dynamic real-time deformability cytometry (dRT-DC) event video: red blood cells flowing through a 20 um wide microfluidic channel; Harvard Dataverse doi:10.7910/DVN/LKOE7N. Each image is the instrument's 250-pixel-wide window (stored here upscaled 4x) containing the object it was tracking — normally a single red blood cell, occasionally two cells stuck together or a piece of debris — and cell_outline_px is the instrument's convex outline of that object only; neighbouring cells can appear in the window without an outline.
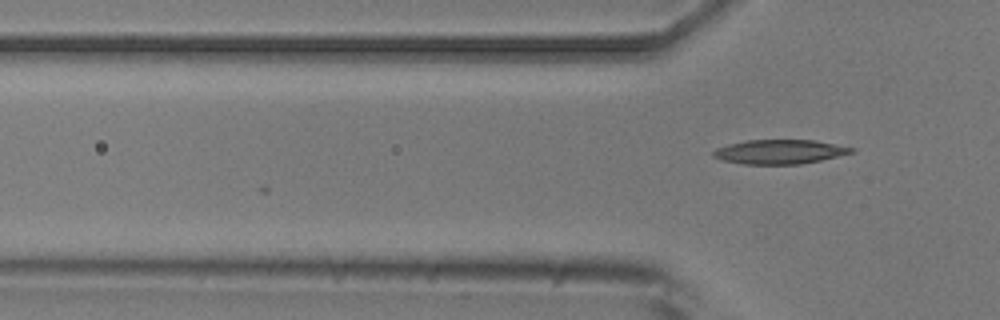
{"species": "common noctule bat (a hibernating species)", "species_latin": "Nyctalus noctula", "temperature_condition": "room temperature", "stored_images_in_passage": 5, "camera_frame_rate_fps": 3000, "um_per_image_px": 0.085, "animal": {"sex": "male", "body_mass_g": 20.5, "forearm_length_mm": 52.5}, "frame": {"image": 1, "passage_image": 5, "time_ms": 4.667, "image_size_px": [1000, 320], "cell_outline_px": [[856, 152], [820, 160], [800, 164], [744, 164], [720, 160], [712, 156], [712, 152], [716, 148], [728, 144], [748, 140], [816, 140], [856, 148]], "centroid_in_image_um": [66.27, 12.9], "position_along_channel_um": 59.5, "area_um2": 19.65}}